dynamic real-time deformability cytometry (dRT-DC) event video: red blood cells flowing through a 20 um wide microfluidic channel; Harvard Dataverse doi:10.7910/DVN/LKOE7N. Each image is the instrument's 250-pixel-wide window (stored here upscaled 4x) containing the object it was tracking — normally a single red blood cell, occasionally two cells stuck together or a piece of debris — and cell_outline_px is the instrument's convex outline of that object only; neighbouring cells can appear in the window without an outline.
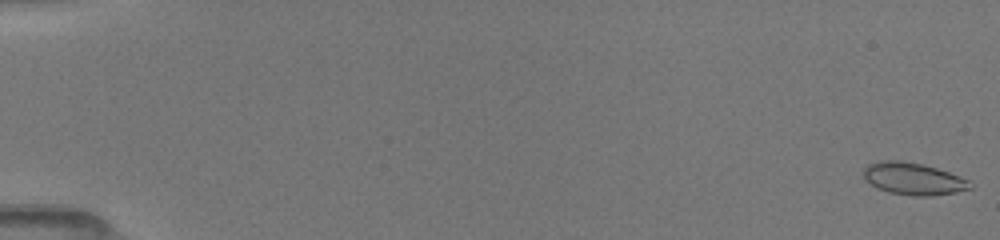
{"species": "common noctule bat (a hibernating species)", "species_latin": "Nyctalus noctula", "temperature_condition": "room temperature", "stored_images_in_passage": 52, "camera_frame_rate_fps": 3000, "um_per_image_px": 0.085, "animal": {"sex": "female", "body_mass_g": 19.5, "forearm_length_mm": 54.1}, "frame": {"image": 1, "passage_image": 1, "time_ms": 0.0, "image_size_px": [1000, 240], "cell_outline_px": [[972, 188], [956, 192], [932, 196], [912, 196], [888, 192], [876, 188], [864, 180], [864, 168], [868, 164], [880, 160], [904, 160], [924, 164], [948, 172], [968, 180]], "centroid_in_image_um": [77.58, 15.19], "position_along_channel_um": 7.4, "area_um2": 20.11}}
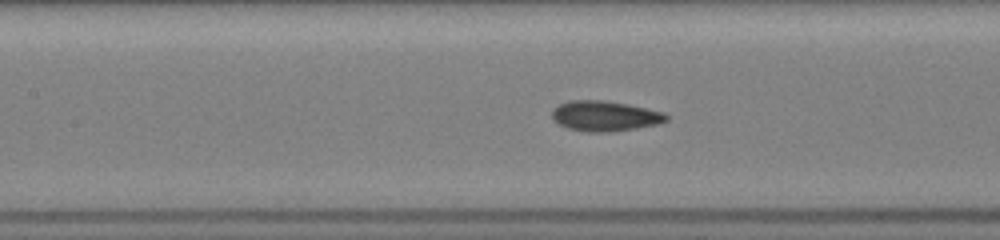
{"frame": {"image": 2, "passage_image": 25, "time_ms": 8.0, "image_size_px": [1000, 240], "cell_outline_px": [[668, 120], [656, 124], [636, 128], [612, 132], [588, 132], [568, 128], [560, 124], [552, 116], [552, 112], [560, 104], [568, 100], [604, 100], [628, 104], [664, 112], [668, 116]], "centroid_in_image_um": [51.44, 9.86], "position_along_channel_um": 156.0, "area_um2": 20.0}}
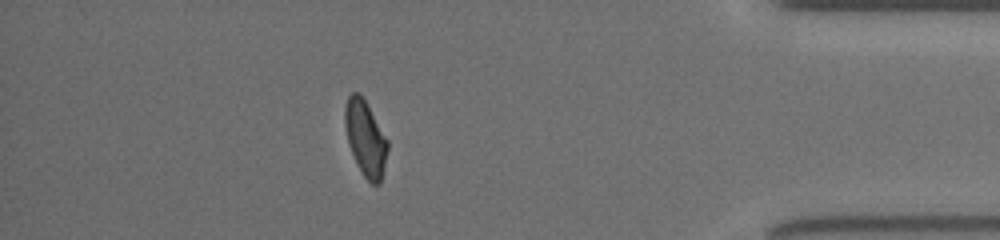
{"frame": {"image": 3, "passage_image": 46, "time_ms": 15.0, "image_size_px": [1000, 240], "cell_outline_px": [[388, 148], [380, 184], [372, 184], [364, 176], [356, 164], [348, 144], [344, 124], [344, 108], [348, 96], [352, 92], [360, 92], [388, 140]], "centroid_in_image_um": [31.04, 11.73], "position_along_channel_um": 404.2, "area_um2": 18.79}, "authors_computed_cell_mechanics": {"area_um2": 19.5075, "velocity_mm_per_s": 4.0545, "shape_relaxation_time_tau1_ms": 4.9399, "shape_relaxation_time_tau2_ms": 1.3718, "deformation_change_tau1": 0.1336, "deformation_change_tau2": 0.0537}}